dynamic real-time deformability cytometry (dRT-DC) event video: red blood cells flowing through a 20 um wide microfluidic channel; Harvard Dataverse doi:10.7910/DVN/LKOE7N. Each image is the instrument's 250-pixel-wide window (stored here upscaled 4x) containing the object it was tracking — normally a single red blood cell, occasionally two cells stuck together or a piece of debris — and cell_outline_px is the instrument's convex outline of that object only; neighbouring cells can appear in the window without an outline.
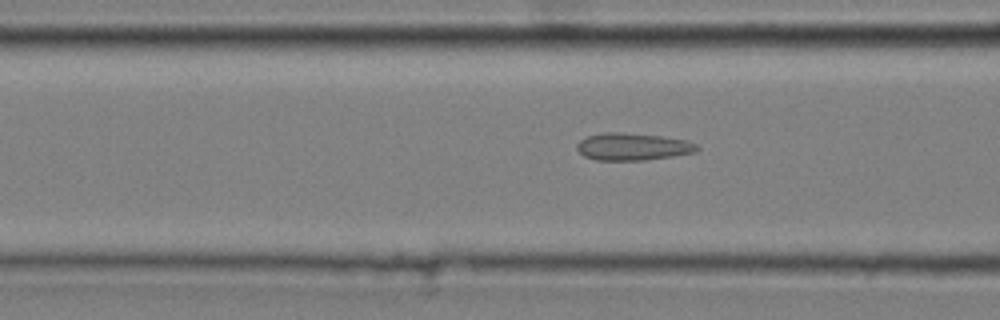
{"species": "common noctule bat (a hibernating species)", "species_latin": "Nyctalus noctula", "temperature_condition": "cold", "stored_images_in_passage": 13, "camera_frame_rate_fps": 3000, "um_per_image_px": 0.085, "animal": {"sex": "male", "body_mass_g": 20.4}, "frame": {"image": 1, "passage_image": 10, "time_ms": 3.0, "image_size_px": [1000, 320], "cell_outline_px": [[700, 148], [696, 152], [672, 156], [644, 160], [596, 160], [584, 156], [576, 148], [576, 144], [580, 140], [588, 136], [604, 132], [620, 132], [660, 136], [688, 140], [696, 144]], "centroid_in_image_um": [53.78, 12.46], "position_along_channel_um": 112.8, "area_um2": 19.07}}